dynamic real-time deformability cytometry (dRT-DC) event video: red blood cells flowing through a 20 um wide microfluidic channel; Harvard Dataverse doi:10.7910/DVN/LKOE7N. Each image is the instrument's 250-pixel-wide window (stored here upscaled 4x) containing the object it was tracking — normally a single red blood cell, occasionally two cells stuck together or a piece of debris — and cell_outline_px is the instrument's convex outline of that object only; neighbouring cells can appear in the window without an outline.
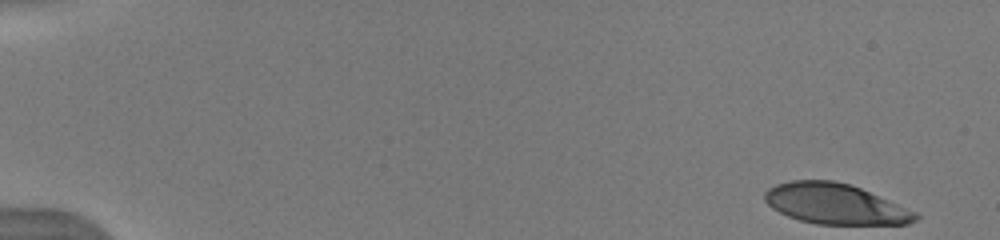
{"species": "human", "species_latin": "Homo sapiens", "temperature_condition": "warm", "stored_images_in_passage": 32, "camera_frame_rate_fps": 3000, "um_per_image_px": 0.085, "donor": {"sex": "male"}, "frame": {"image": 1, "passage_image": 1, "time_ms": 0.0, "image_size_px": [1000, 240], "cell_outline_px": [[920, 216], [916, 220], [908, 224], [816, 224], [800, 220], [788, 216], [772, 208], [764, 200], [764, 192], [768, 188], [776, 184], [792, 180], [832, 180], [852, 184], [916, 212]], "centroid_in_image_um": [70.98, 17.32], "position_along_channel_um": 14.0, "area_um2": 35.55}}
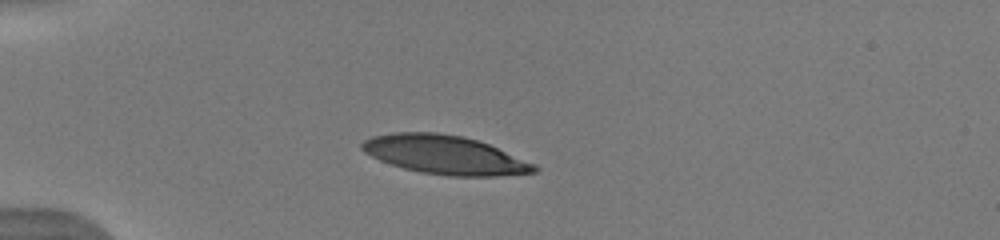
{"frame": {"image": 2, "passage_image": 9, "time_ms": 4.0, "image_size_px": [1000, 240], "cell_outline_px": [[540, 168], [536, 172], [496, 176], [448, 176], [420, 172], [404, 168], [380, 160], [364, 152], [360, 148], [360, 144], [364, 140], [372, 136], [396, 132], [436, 132], [464, 136], [488, 144], [536, 164]], "centroid_in_image_um": [37.81, 13.16], "position_along_channel_um": 47.2, "area_um2": 38.84}}
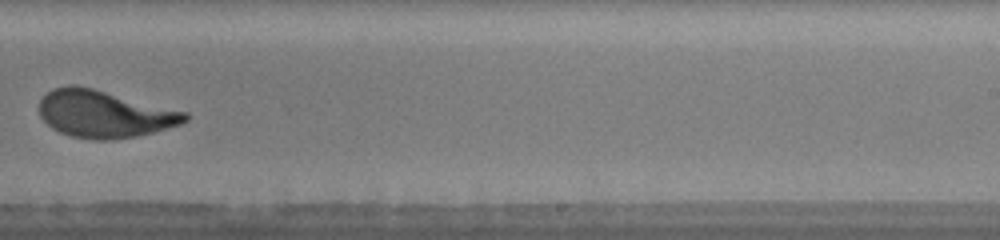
{"frame": {"image": 3, "passage_image": 21, "time_ms": 10.667, "image_size_px": [1000, 240], "cell_outline_px": [[188, 120], [180, 124], [152, 132], [136, 136], [112, 140], [92, 140], [72, 136], [60, 132], [52, 128], [40, 116], [40, 100], [52, 88], [72, 84], [92, 88], [188, 112]], "centroid_in_image_um": [8.86, 9.69], "position_along_channel_um": 280.1, "area_um2": 39.88}, "authors_computed_cell_mechanics": {"area_um2": 39.4485, "velocity_mm_per_s": 3.964, "shape_relaxation_time_tau1_ms": 3.8145, "shape_relaxation_time_tau2_ms": null, "deformation_change_tau1": 0.2115, "deformation_change_tau2": null}}